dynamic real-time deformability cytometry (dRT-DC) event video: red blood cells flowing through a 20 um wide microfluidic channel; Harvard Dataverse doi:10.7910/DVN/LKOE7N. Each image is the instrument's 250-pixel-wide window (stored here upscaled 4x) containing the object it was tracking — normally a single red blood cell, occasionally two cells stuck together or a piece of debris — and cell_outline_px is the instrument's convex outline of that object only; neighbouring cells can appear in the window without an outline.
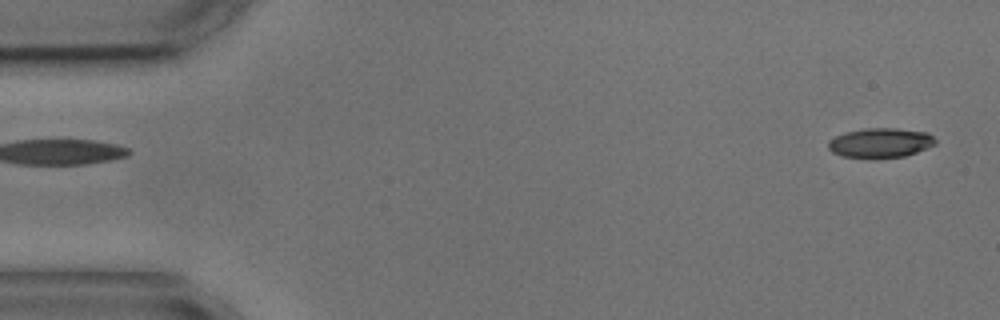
{"species": "common noctule bat (a hibernating species)", "species_latin": "Nyctalus noctula", "temperature_condition": "cold", "stored_images_in_passage": 5, "segment_of_instrument_passage": [2, 2], "camera_frame_rate_fps": 3000, "um_per_image_px": 0.085, "animal": {"sex": "male", "body_mass_g": 17.9, "forearm_length_mm": 54.2}, "frame": {"image": 1, "passage_image": 5, "time_ms": 5.0, "image_size_px": [1000, 320], "cell_outline_px": [[936, 144], [916, 152], [904, 156], [844, 156], [832, 152], [828, 148], [828, 140], [836, 136], [848, 132], [864, 128], [896, 128], [928, 132], [936, 140]], "centroid_in_image_um": [74.86, 12.1], "position_along_channel_um": 10.1, "area_um2": 17.92}}